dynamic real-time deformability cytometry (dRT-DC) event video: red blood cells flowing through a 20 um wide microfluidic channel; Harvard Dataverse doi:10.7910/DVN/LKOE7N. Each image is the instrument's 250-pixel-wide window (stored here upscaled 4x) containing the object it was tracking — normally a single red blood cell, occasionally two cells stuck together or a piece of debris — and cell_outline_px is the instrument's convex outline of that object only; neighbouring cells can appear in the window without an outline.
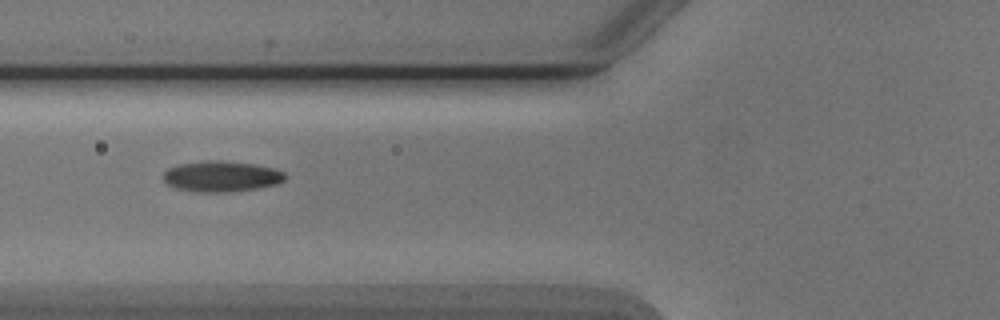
{"species": "Egyptian fruit bat (a non-hibernating species)", "species_latin": "Rousettus aegyptiacus", "temperature_condition": "cold", "stored_images_in_passage": 7, "camera_frame_rate_fps": 3000, "um_per_image_px": 0.085, "animal": {"sex": "male"}, "frame": {"image": 1, "passage_image": 4, "time_ms": 4.667, "image_size_px": [1000, 320], "cell_outline_px": [[288, 176], [284, 180], [276, 184], [256, 188], [228, 192], [200, 192], [176, 188], [168, 184], [164, 180], [164, 172], [168, 168], [180, 164], [208, 160], [216, 160], [256, 164], [276, 168], [284, 172]], "centroid_in_image_um": [18.86, 14.98], "position_along_channel_um": 106.9, "area_um2": 21.79}}
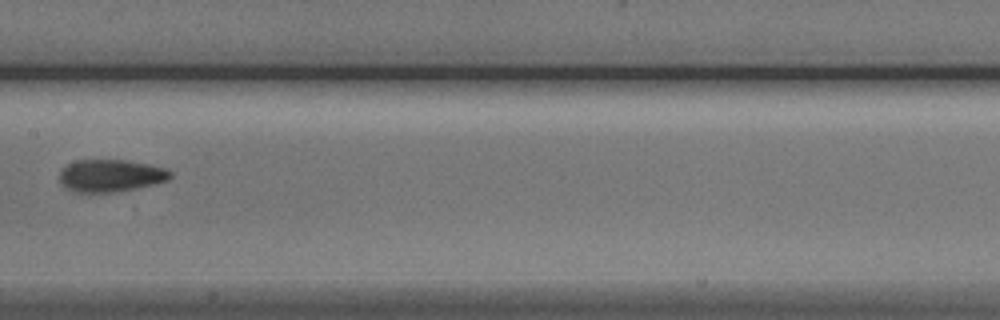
{"frame": {"image": 2, "passage_image": 6, "time_ms": 7.0, "image_size_px": [1000, 320], "cell_outline_px": [[172, 176], [168, 180], [156, 184], [136, 188], [112, 192], [76, 192], [60, 184], [60, 172], [68, 164], [76, 160], [124, 160], [148, 164], [164, 168], [172, 172]], "centroid_in_image_um": [9.42, 14.93], "position_along_channel_um": 198.0, "area_um2": 20.75}}
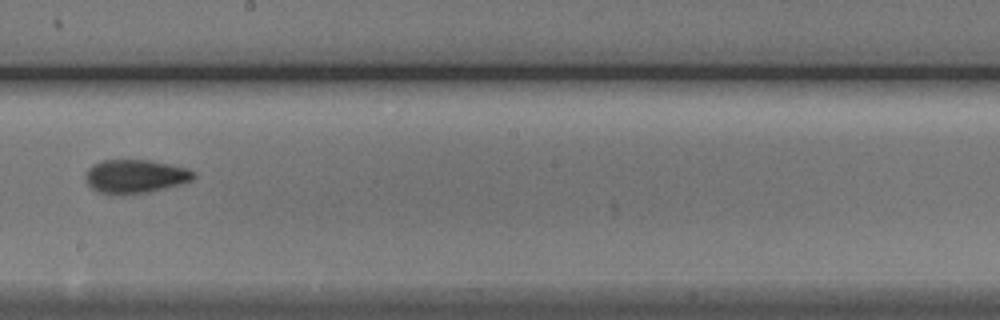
{"frame": {"image": 3, "passage_image": 7, "time_ms": 8.0, "image_size_px": [1000, 320], "cell_outline_px": [[196, 176], [192, 180], [180, 184], [148, 192], [120, 196], [96, 192], [88, 184], [84, 176], [88, 168], [92, 164], [104, 160], [148, 160], [168, 164], [184, 168], [196, 172]], "centroid_in_image_um": [11.45, 15.01], "position_along_channel_um": 236.8, "area_um2": 21.33}}